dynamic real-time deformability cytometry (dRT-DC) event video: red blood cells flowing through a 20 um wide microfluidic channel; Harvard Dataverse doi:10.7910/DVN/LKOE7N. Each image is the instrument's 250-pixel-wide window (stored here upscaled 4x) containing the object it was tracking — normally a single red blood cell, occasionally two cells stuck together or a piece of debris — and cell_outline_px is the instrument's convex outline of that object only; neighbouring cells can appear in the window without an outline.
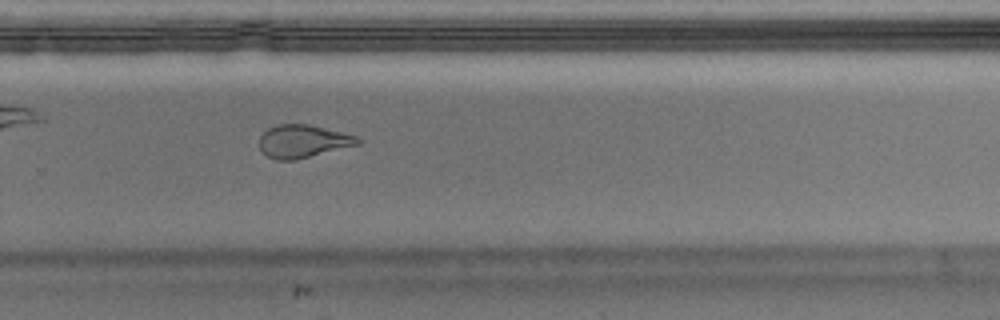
{"species": "Egyptian fruit bat (a non-hibernating species)", "species_latin": "Rousettus aegyptiacus", "temperature_condition": "warm", "stored_images_in_passage": 38, "camera_frame_rate_fps": 3000, "um_per_image_px": 0.085, "animal": {"sex": "male"}, "frame": {"image": 1, "passage_image": 22, "time_ms": 7.0, "image_size_px": [1000, 320], "cell_outline_px": [[360, 144], [296, 160], [276, 160], [268, 156], [260, 148], [260, 136], [268, 128], [280, 124], [308, 124], [356, 136], [360, 140]], "centroid_in_image_um": [25.74, 12.01], "position_along_channel_um": 304.1, "area_um2": 18.61}}
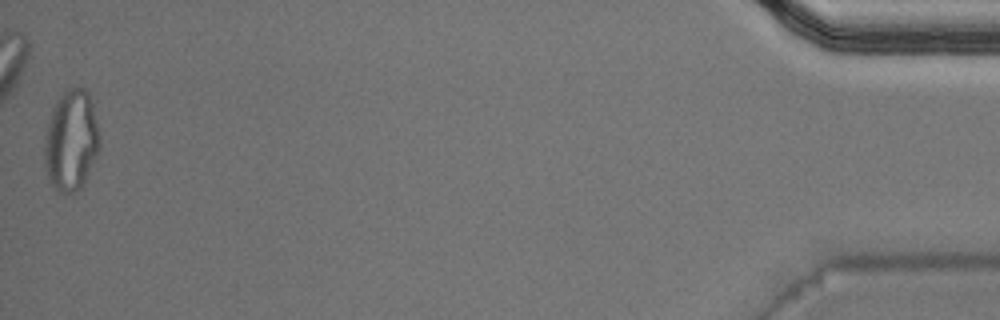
{"frame": {"image": 2, "passage_image": 38, "time_ms": 12.333, "image_size_px": [1000, 320], "cell_outline_px": [[100, 148], [84, 184], [80, 188], [72, 192], [60, 192], [48, 180], [44, 164], [44, 136], [52, 108], [56, 100], [64, 92], [72, 88], [84, 88], [88, 92], [92, 104], [96, 124]], "centroid_in_image_um": [6.02, 11.96], "position_along_channel_um": 429.2, "area_um2": 32.19}, "authors_computed_cell_mechanics": {"area_um2": 19.941, "velocity_mm_per_s": 4.0671, "shape_relaxation_time_tau1_ms": null, "shape_relaxation_time_tau2_ms": 1.4713, "deformation_change_tau1": null, "deformation_change_tau2": 0.092}}